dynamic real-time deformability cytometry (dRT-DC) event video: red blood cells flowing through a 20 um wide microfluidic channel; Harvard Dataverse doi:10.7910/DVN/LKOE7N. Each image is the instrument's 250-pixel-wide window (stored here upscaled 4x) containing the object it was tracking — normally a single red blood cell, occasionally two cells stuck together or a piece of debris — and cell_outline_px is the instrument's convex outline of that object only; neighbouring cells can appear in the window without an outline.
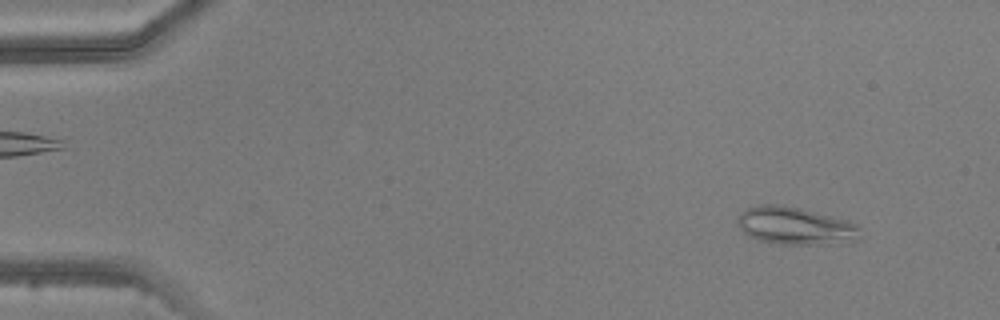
{"species": "common noctule bat (a hibernating species)", "species_latin": "Nyctalus noctula", "temperature_condition": "warm", "stored_images_in_passage": 5, "camera_frame_rate_fps": 3000, "um_per_image_px": 0.085, "animal": {"sex": "male", "body_mass_g": 20.5, "forearm_length_mm": 52.5}, "frame": {"image": 1, "passage_image": 1, "time_ms": 0.0, "image_size_px": [1000, 320], "cell_outline_px": [[860, 240], [848, 244], [780, 244], [760, 240], [748, 236], [736, 224], [736, 220], [740, 212], [748, 208], [760, 204], [776, 204], [800, 208], [848, 220], [856, 224], [860, 228]], "centroid_in_image_um": [67.64, 19.21], "position_along_channel_um": 17.4, "area_um2": 27.28}}